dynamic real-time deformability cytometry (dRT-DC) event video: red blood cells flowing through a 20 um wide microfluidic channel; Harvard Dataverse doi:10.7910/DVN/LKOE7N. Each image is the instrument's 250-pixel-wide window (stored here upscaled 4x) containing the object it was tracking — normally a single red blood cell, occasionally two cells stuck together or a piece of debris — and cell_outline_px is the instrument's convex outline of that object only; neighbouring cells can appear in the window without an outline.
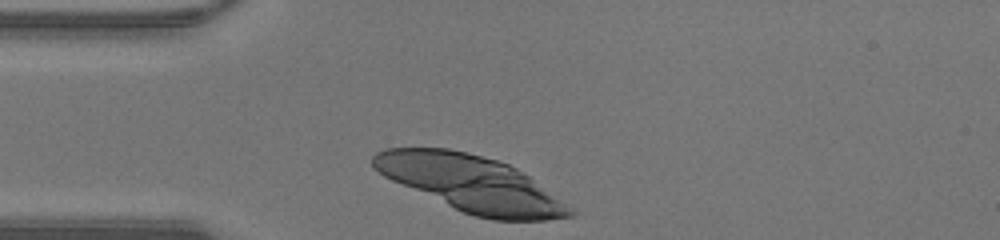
{"species": "human", "species_latin": "Homo sapiens", "temperature_condition": "warm", "stored_images_in_passage": 6, "camera_frame_rate_fps": 3000, "um_per_image_px": 0.085, "donor": {"sex": "male"}, "frame": {"image": 1, "passage_image": 1, "time_ms": 0.0, "image_size_px": [1000, 240], "cell_outline_px": [[580, 212], [572, 216], [544, 220], [492, 220], [476, 216], [464, 212], [392, 180], [384, 176], [372, 168], [372, 156], [376, 152], [384, 148], [448, 148], [468, 152], [496, 160], [508, 164], [516, 168], [528, 176]], "centroid_in_image_um": [40.06, 15.61], "position_along_channel_um": 44.9, "area_um2": 63.81}}